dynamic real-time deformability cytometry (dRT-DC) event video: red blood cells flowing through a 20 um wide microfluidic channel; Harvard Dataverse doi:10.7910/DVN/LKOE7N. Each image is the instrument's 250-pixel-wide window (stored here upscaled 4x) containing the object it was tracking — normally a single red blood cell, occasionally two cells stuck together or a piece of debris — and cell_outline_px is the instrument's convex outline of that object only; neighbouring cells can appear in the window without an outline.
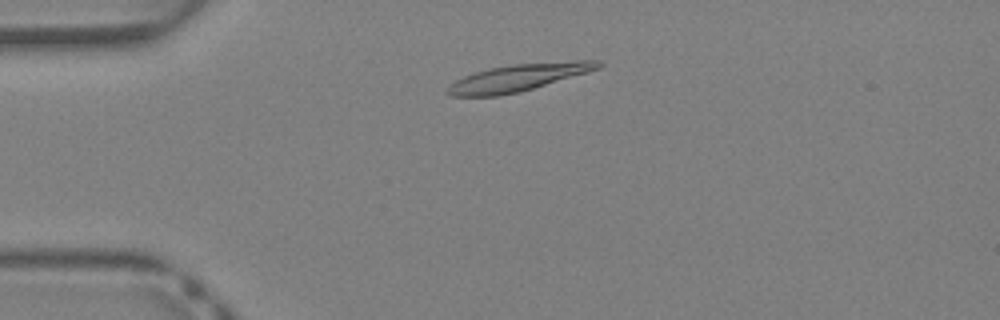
{"species": "Egyptian fruit bat (a non-hibernating species)", "species_latin": "Rousettus aegyptiacus", "temperature_condition": "warm", "stored_images_in_passage": 32, "camera_frame_rate_fps": 3000, "um_per_image_px": 0.085, "animal": {"sex": "female"}, "frame": {"image": 1, "passage_image": 1, "time_ms": 0.0, "image_size_px": [1000, 320], "cell_outline_px": [[604, 64], [600, 68], [588, 72], [520, 92], [500, 96], [452, 96], [444, 92], [456, 80], [464, 76], [476, 72], [492, 68], [512, 64], [576, 60], [600, 60]], "centroid_in_image_um": [44.1, 6.59], "position_along_channel_um": 40.9, "area_um2": 23.7}}
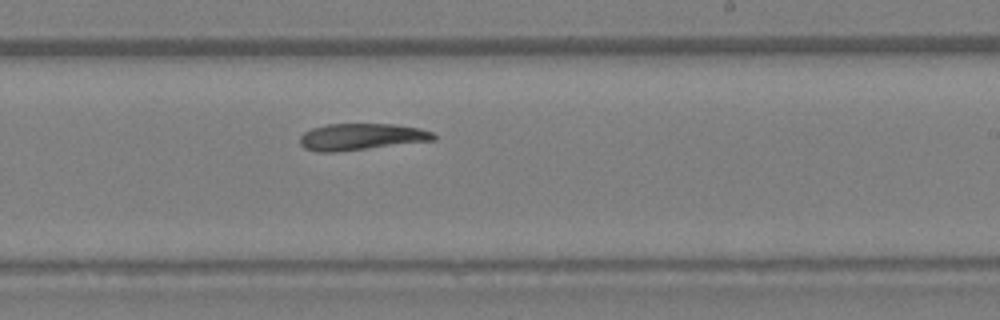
{"frame": {"image": 2, "passage_image": 16, "time_ms": 5.0, "image_size_px": [1000, 320], "cell_outline_px": [[436, 140], [336, 152], [320, 152], [304, 148], [300, 144], [300, 136], [304, 132], [312, 128], [328, 124], [392, 124], [420, 128], [432, 132], [436, 136]], "centroid_in_image_um": [30.7, 11.63], "position_along_channel_um": 258.3, "area_um2": 20.69}}
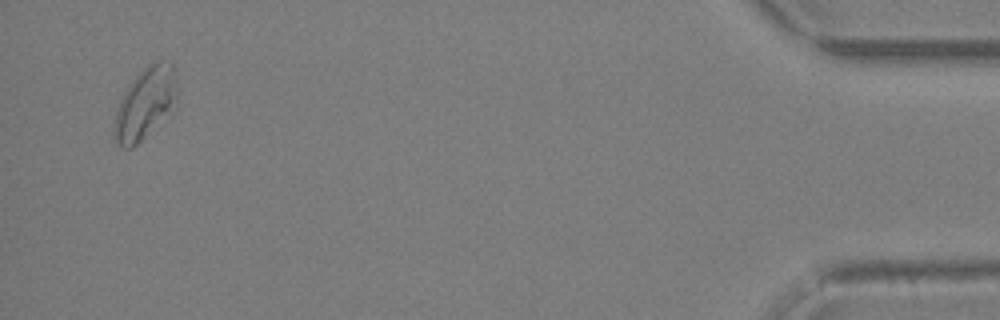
{"frame": {"image": 3, "passage_image": 31, "time_ms": 10.0, "image_size_px": [1000, 320], "cell_outline_px": [[176, 108], [132, 148], [124, 148], [116, 144], [112, 136], [112, 124], [120, 100], [128, 84], [152, 60], [172, 60], [176, 80]], "centroid_in_image_um": [12.34, 8.78], "position_along_channel_um": 422.9, "area_um2": 26.76}, "authors_computed_cell_mechanics": {"area_um2": 22.1952, "velocity_mm_per_s": 4.9525, "shape_relaxation_time_tau1_ms": 10.0461, "shape_relaxation_time_tau2_ms": null, "deformation_change_tau1": 0.3008, "deformation_change_tau2": null}}